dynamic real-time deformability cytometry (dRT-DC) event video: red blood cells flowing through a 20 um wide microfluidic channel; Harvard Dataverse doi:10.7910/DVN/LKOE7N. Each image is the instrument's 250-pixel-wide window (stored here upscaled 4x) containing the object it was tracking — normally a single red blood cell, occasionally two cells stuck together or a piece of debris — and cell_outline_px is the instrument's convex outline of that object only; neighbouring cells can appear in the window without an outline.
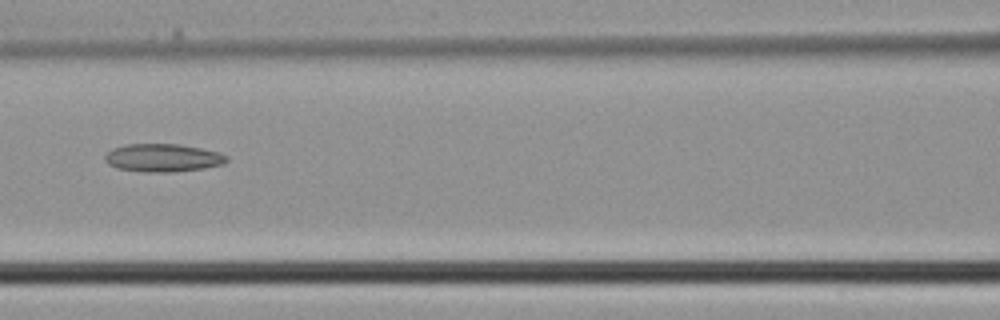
{"species": "common noctule bat (a hibernating species)", "species_latin": "Nyctalus noctula", "temperature_condition": "cold", "stored_images_in_passage": 4, "camera_frame_rate_fps": 3000, "um_per_image_px": 0.085, "animal": {"sex": "male", "body_mass_g": 21.5, "forearm_length_mm": 52.0}, "frame": {"image": 1, "passage_image": 4, "time_ms": 1.0, "image_size_px": [1000, 320], "cell_outline_px": [[228, 160], [224, 164], [204, 168], [172, 172], [144, 172], [116, 168], [108, 164], [104, 160], [104, 156], [112, 148], [128, 144], [180, 144], [220, 152], [228, 156]], "centroid_in_image_um": [13.85, 13.41], "position_along_channel_um": 152.8, "area_um2": 20.0}}